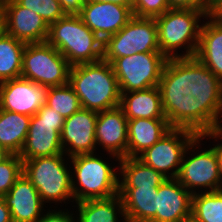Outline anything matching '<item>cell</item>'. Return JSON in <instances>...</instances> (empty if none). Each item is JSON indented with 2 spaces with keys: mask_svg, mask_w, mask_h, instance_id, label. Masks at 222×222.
Instances as JSON below:
<instances>
[{
  "mask_svg": "<svg viewBox=\"0 0 222 222\" xmlns=\"http://www.w3.org/2000/svg\"><path fill=\"white\" fill-rule=\"evenodd\" d=\"M75 214L68 209H48L36 222H77Z\"/></svg>",
  "mask_w": 222,
  "mask_h": 222,
  "instance_id": "cell-33",
  "label": "cell"
},
{
  "mask_svg": "<svg viewBox=\"0 0 222 222\" xmlns=\"http://www.w3.org/2000/svg\"><path fill=\"white\" fill-rule=\"evenodd\" d=\"M5 33L26 44L47 41L49 25L35 12L16 0H1Z\"/></svg>",
  "mask_w": 222,
  "mask_h": 222,
  "instance_id": "cell-15",
  "label": "cell"
},
{
  "mask_svg": "<svg viewBox=\"0 0 222 222\" xmlns=\"http://www.w3.org/2000/svg\"><path fill=\"white\" fill-rule=\"evenodd\" d=\"M26 43L4 33L0 37V83L21 77Z\"/></svg>",
  "mask_w": 222,
  "mask_h": 222,
  "instance_id": "cell-27",
  "label": "cell"
},
{
  "mask_svg": "<svg viewBox=\"0 0 222 222\" xmlns=\"http://www.w3.org/2000/svg\"><path fill=\"white\" fill-rule=\"evenodd\" d=\"M158 187L118 188L127 222H150L156 216Z\"/></svg>",
  "mask_w": 222,
  "mask_h": 222,
  "instance_id": "cell-23",
  "label": "cell"
},
{
  "mask_svg": "<svg viewBox=\"0 0 222 222\" xmlns=\"http://www.w3.org/2000/svg\"><path fill=\"white\" fill-rule=\"evenodd\" d=\"M47 42L71 66L94 63L103 58V41L84 24L79 15L66 14L51 23Z\"/></svg>",
  "mask_w": 222,
  "mask_h": 222,
  "instance_id": "cell-4",
  "label": "cell"
},
{
  "mask_svg": "<svg viewBox=\"0 0 222 222\" xmlns=\"http://www.w3.org/2000/svg\"><path fill=\"white\" fill-rule=\"evenodd\" d=\"M65 119L53 108L44 104L31 116L29 129L19 157L29 160L37 157L64 154L61 131Z\"/></svg>",
  "mask_w": 222,
  "mask_h": 222,
  "instance_id": "cell-10",
  "label": "cell"
},
{
  "mask_svg": "<svg viewBox=\"0 0 222 222\" xmlns=\"http://www.w3.org/2000/svg\"><path fill=\"white\" fill-rule=\"evenodd\" d=\"M181 222H204L195 217L193 214H189L187 217H185Z\"/></svg>",
  "mask_w": 222,
  "mask_h": 222,
  "instance_id": "cell-44",
  "label": "cell"
},
{
  "mask_svg": "<svg viewBox=\"0 0 222 222\" xmlns=\"http://www.w3.org/2000/svg\"><path fill=\"white\" fill-rule=\"evenodd\" d=\"M0 222H13L10 210L2 197H0Z\"/></svg>",
  "mask_w": 222,
  "mask_h": 222,
  "instance_id": "cell-36",
  "label": "cell"
},
{
  "mask_svg": "<svg viewBox=\"0 0 222 222\" xmlns=\"http://www.w3.org/2000/svg\"><path fill=\"white\" fill-rule=\"evenodd\" d=\"M90 2L114 3L121 6H126V7L133 6V0H86V3H90Z\"/></svg>",
  "mask_w": 222,
  "mask_h": 222,
  "instance_id": "cell-37",
  "label": "cell"
},
{
  "mask_svg": "<svg viewBox=\"0 0 222 222\" xmlns=\"http://www.w3.org/2000/svg\"><path fill=\"white\" fill-rule=\"evenodd\" d=\"M31 116L0 109V145L19 155L26 141Z\"/></svg>",
  "mask_w": 222,
  "mask_h": 222,
  "instance_id": "cell-26",
  "label": "cell"
},
{
  "mask_svg": "<svg viewBox=\"0 0 222 222\" xmlns=\"http://www.w3.org/2000/svg\"><path fill=\"white\" fill-rule=\"evenodd\" d=\"M170 9L168 0H133L132 11L135 17L156 18Z\"/></svg>",
  "mask_w": 222,
  "mask_h": 222,
  "instance_id": "cell-32",
  "label": "cell"
},
{
  "mask_svg": "<svg viewBox=\"0 0 222 222\" xmlns=\"http://www.w3.org/2000/svg\"><path fill=\"white\" fill-rule=\"evenodd\" d=\"M10 210L13 222H36L45 212L37 189L22 174L9 192L2 197Z\"/></svg>",
  "mask_w": 222,
  "mask_h": 222,
  "instance_id": "cell-19",
  "label": "cell"
},
{
  "mask_svg": "<svg viewBox=\"0 0 222 222\" xmlns=\"http://www.w3.org/2000/svg\"><path fill=\"white\" fill-rule=\"evenodd\" d=\"M98 113L81 108L66 118L61 131L63 153L68 158L96 153V121Z\"/></svg>",
  "mask_w": 222,
  "mask_h": 222,
  "instance_id": "cell-14",
  "label": "cell"
},
{
  "mask_svg": "<svg viewBox=\"0 0 222 222\" xmlns=\"http://www.w3.org/2000/svg\"><path fill=\"white\" fill-rule=\"evenodd\" d=\"M69 84L79 97L83 109L98 113L120 106L118 80L111 63L103 59L71 66Z\"/></svg>",
  "mask_w": 222,
  "mask_h": 222,
  "instance_id": "cell-2",
  "label": "cell"
},
{
  "mask_svg": "<svg viewBox=\"0 0 222 222\" xmlns=\"http://www.w3.org/2000/svg\"><path fill=\"white\" fill-rule=\"evenodd\" d=\"M146 52H160L156 19L134 16L120 31L103 41L102 59L112 63L116 58Z\"/></svg>",
  "mask_w": 222,
  "mask_h": 222,
  "instance_id": "cell-9",
  "label": "cell"
},
{
  "mask_svg": "<svg viewBox=\"0 0 222 222\" xmlns=\"http://www.w3.org/2000/svg\"><path fill=\"white\" fill-rule=\"evenodd\" d=\"M203 140L202 136L198 135L187 147L177 176V180L192 195L222 189L215 149L209 147V149L203 150L200 146L202 145L200 142ZM191 152L192 154H190Z\"/></svg>",
  "mask_w": 222,
  "mask_h": 222,
  "instance_id": "cell-8",
  "label": "cell"
},
{
  "mask_svg": "<svg viewBox=\"0 0 222 222\" xmlns=\"http://www.w3.org/2000/svg\"><path fill=\"white\" fill-rule=\"evenodd\" d=\"M216 153L217 163H218V169L219 174L222 180V143H217L213 145Z\"/></svg>",
  "mask_w": 222,
  "mask_h": 222,
  "instance_id": "cell-38",
  "label": "cell"
},
{
  "mask_svg": "<svg viewBox=\"0 0 222 222\" xmlns=\"http://www.w3.org/2000/svg\"><path fill=\"white\" fill-rule=\"evenodd\" d=\"M158 87L171 127L198 135L222 129V80L196 57L168 58Z\"/></svg>",
  "mask_w": 222,
  "mask_h": 222,
  "instance_id": "cell-1",
  "label": "cell"
},
{
  "mask_svg": "<svg viewBox=\"0 0 222 222\" xmlns=\"http://www.w3.org/2000/svg\"><path fill=\"white\" fill-rule=\"evenodd\" d=\"M202 138L203 139H210L214 138V141H217L219 142V140L221 139L222 140V129L221 130H217V131H212V132H207V133H204V134H201Z\"/></svg>",
  "mask_w": 222,
  "mask_h": 222,
  "instance_id": "cell-39",
  "label": "cell"
},
{
  "mask_svg": "<svg viewBox=\"0 0 222 222\" xmlns=\"http://www.w3.org/2000/svg\"><path fill=\"white\" fill-rule=\"evenodd\" d=\"M192 196L177 178H167L158 187L156 216L150 222H181L191 214Z\"/></svg>",
  "mask_w": 222,
  "mask_h": 222,
  "instance_id": "cell-18",
  "label": "cell"
},
{
  "mask_svg": "<svg viewBox=\"0 0 222 222\" xmlns=\"http://www.w3.org/2000/svg\"><path fill=\"white\" fill-rule=\"evenodd\" d=\"M75 204L77 205L73 207L78 210L75 211L77 222H119V220L127 222L119 194L106 199H91Z\"/></svg>",
  "mask_w": 222,
  "mask_h": 222,
  "instance_id": "cell-24",
  "label": "cell"
},
{
  "mask_svg": "<svg viewBox=\"0 0 222 222\" xmlns=\"http://www.w3.org/2000/svg\"><path fill=\"white\" fill-rule=\"evenodd\" d=\"M211 14L219 21L222 22V1L216 6Z\"/></svg>",
  "mask_w": 222,
  "mask_h": 222,
  "instance_id": "cell-41",
  "label": "cell"
},
{
  "mask_svg": "<svg viewBox=\"0 0 222 222\" xmlns=\"http://www.w3.org/2000/svg\"><path fill=\"white\" fill-rule=\"evenodd\" d=\"M170 8L209 10L201 0H168Z\"/></svg>",
  "mask_w": 222,
  "mask_h": 222,
  "instance_id": "cell-34",
  "label": "cell"
},
{
  "mask_svg": "<svg viewBox=\"0 0 222 222\" xmlns=\"http://www.w3.org/2000/svg\"><path fill=\"white\" fill-rule=\"evenodd\" d=\"M65 14L78 15L86 0H58Z\"/></svg>",
  "mask_w": 222,
  "mask_h": 222,
  "instance_id": "cell-35",
  "label": "cell"
},
{
  "mask_svg": "<svg viewBox=\"0 0 222 222\" xmlns=\"http://www.w3.org/2000/svg\"><path fill=\"white\" fill-rule=\"evenodd\" d=\"M10 155H11V153L0 145V162L7 159Z\"/></svg>",
  "mask_w": 222,
  "mask_h": 222,
  "instance_id": "cell-43",
  "label": "cell"
},
{
  "mask_svg": "<svg viewBox=\"0 0 222 222\" xmlns=\"http://www.w3.org/2000/svg\"><path fill=\"white\" fill-rule=\"evenodd\" d=\"M118 188L159 187L167 178L137 157L120 158Z\"/></svg>",
  "mask_w": 222,
  "mask_h": 222,
  "instance_id": "cell-25",
  "label": "cell"
},
{
  "mask_svg": "<svg viewBox=\"0 0 222 222\" xmlns=\"http://www.w3.org/2000/svg\"><path fill=\"white\" fill-rule=\"evenodd\" d=\"M65 156V154H58L23 161V174L37 189L44 204L55 203L56 205L62 202L67 204L68 201H74L72 171L68 164L70 162Z\"/></svg>",
  "mask_w": 222,
  "mask_h": 222,
  "instance_id": "cell-6",
  "label": "cell"
},
{
  "mask_svg": "<svg viewBox=\"0 0 222 222\" xmlns=\"http://www.w3.org/2000/svg\"><path fill=\"white\" fill-rule=\"evenodd\" d=\"M71 166L72 193L75 203L106 199L118 194V169L96 153L67 158ZM115 169V170H114ZM76 179V180H75Z\"/></svg>",
  "mask_w": 222,
  "mask_h": 222,
  "instance_id": "cell-5",
  "label": "cell"
},
{
  "mask_svg": "<svg viewBox=\"0 0 222 222\" xmlns=\"http://www.w3.org/2000/svg\"><path fill=\"white\" fill-rule=\"evenodd\" d=\"M197 136L192 130L172 127L137 158L166 178H177L184 153Z\"/></svg>",
  "mask_w": 222,
  "mask_h": 222,
  "instance_id": "cell-12",
  "label": "cell"
},
{
  "mask_svg": "<svg viewBox=\"0 0 222 222\" xmlns=\"http://www.w3.org/2000/svg\"><path fill=\"white\" fill-rule=\"evenodd\" d=\"M22 7H25L43 18L50 25L66 14L57 0H16Z\"/></svg>",
  "mask_w": 222,
  "mask_h": 222,
  "instance_id": "cell-30",
  "label": "cell"
},
{
  "mask_svg": "<svg viewBox=\"0 0 222 222\" xmlns=\"http://www.w3.org/2000/svg\"><path fill=\"white\" fill-rule=\"evenodd\" d=\"M102 41L120 31L133 17L132 7L114 3H85L78 14Z\"/></svg>",
  "mask_w": 222,
  "mask_h": 222,
  "instance_id": "cell-17",
  "label": "cell"
},
{
  "mask_svg": "<svg viewBox=\"0 0 222 222\" xmlns=\"http://www.w3.org/2000/svg\"><path fill=\"white\" fill-rule=\"evenodd\" d=\"M191 214L204 222H222V189L193 194Z\"/></svg>",
  "mask_w": 222,
  "mask_h": 222,
  "instance_id": "cell-28",
  "label": "cell"
},
{
  "mask_svg": "<svg viewBox=\"0 0 222 222\" xmlns=\"http://www.w3.org/2000/svg\"><path fill=\"white\" fill-rule=\"evenodd\" d=\"M167 58L161 52L135 53L112 63L120 92L146 90L159 85Z\"/></svg>",
  "mask_w": 222,
  "mask_h": 222,
  "instance_id": "cell-11",
  "label": "cell"
},
{
  "mask_svg": "<svg viewBox=\"0 0 222 222\" xmlns=\"http://www.w3.org/2000/svg\"><path fill=\"white\" fill-rule=\"evenodd\" d=\"M23 174V160L19 155L11 154L0 162V197L6 195L16 180Z\"/></svg>",
  "mask_w": 222,
  "mask_h": 222,
  "instance_id": "cell-31",
  "label": "cell"
},
{
  "mask_svg": "<svg viewBox=\"0 0 222 222\" xmlns=\"http://www.w3.org/2000/svg\"><path fill=\"white\" fill-rule=\"evenodd\" d=\"M5 33L4 27V10L2 6V2L0 0V37Z\"/></svg>",
  "mask_w": 222,
  "mask_h": 222,
  "instance_id": "cell-42",
  "label": "cell"
},
{
  "mask_svg": "<svg viewBox=\"0 0 222 222\" xmlns=\"http://www.w3.org/2000/svg\"><path fill=\"white\" fill-rule=\"evenodd\" d=\"M46 105L57 111L64 119L69 118L82 108L79 97L69 83L62 86L49 87Z\"/></svg>",
  "mask_w": 222,
  "mask_h": 222,
  "instance_id": "cell-29",
  "label": "cell"
},
{
  "mask_svg": "<svg viewBox=\"0 0 222 222\" xmlns=\"http://www.w3.org/2000/svg\"><path fill=\"white\" fill-rule=\"evenodd\" d=\"M120 107L128 120L166 119L158 86L146 90L121 92Z\"/></svg>",
  "mask_w": 222,
  "mask_h": 222,
  "instance_id": "cell-22",
  "label": "cell"
},
{
  "mask_svg": "<svg viewBox=\"0 0 222 222\" xmlns=\"http://www.w3.org/2000/svg\"><path fill=\"white\" fill-rule=\"evenodd\" d=\"M210 14V10L170 8L156 17L160 52L167 59L195 57L202 26L201 18ZM180 48L186 50L178 54Z\"/></svg>",
  "mask_w": 222,
  "mask_h": 222,
  "instance_id": "cell-3",
  "label": "cell"
},
{
  "mask_svg": "<svg viewBox=\"0 0 222 222\" xmlns=\"http://www.w3.org/2000/svg\"><path fill=\"white\" fill-rule=\"evenodd\" d=\"M95 139L96 146L106 150L109 158L119 162L127 157L128 119L120 106L98 112Z\"/></svg>",
  "mask_w": 222,
  "mask_h": 222,
  "instance_id": "cell-16",
  "label": "cell"
},
{
  "mask_svg": "<svg viewBox=\"0 0 222 222\" xmlns=\"http://www.w3.org/2000/svg\"><path fill=\"white\" fill-rule=\"evenodd\" d=\"M171 128L167 119L128 120L127 157H138L159 141Z\"/></svg>",
  "mask_w": 222,
  "mask_h": 222,
  "instance_id": "cell-21",
  "label": "cell"
},
{
  "mask_svg": "<svg viewBox=\"0 0 222 222\" xmlns=\"http://www.w3.org/2000/svg\"><path fill=\"white\" fill-rule=\"evenodd\" d=\"M205 19L195 57L222 80V22L212 14Z\"/></svg>",
  "mask_w": 222,
  "mask_h": 222,
  "instance_id": "cell-20",
  "label": "cell"
},
{
  "mask_svg": "<svg viewBox=\"0 0 222 222\" xmlns=\"http://www.w3.org/2000/svg\"><path fill=\"white\" fill-rule=\"evenodd\" d=\"M49 87L22 77L0 83V109L33 116L46 104Z\"/></svg>",
  "mask_w": 222,
  "mask_h": 222,
  "instance_id": "cell-13",
  "label": "cell"
},
{
  "mask_svg": "<svg viewBox=\"0 0 222 222\" xmlns=\"http://www.w3.org/2000/svg\"><path fill=\"white\" fill-rule=\"evenodd\" d=\"M70 68L66 58L47 41L28 43L23 50L21 77L39 85L68 84Z\"/></svg>",
  "mask_w": 222,
  "mask_h": 222,
  "instance_id": "cell-7",
  "label": "cell"
},
{
  "mask_svg": "<svg viewBox=\"0 0 222 222\" xmlns=\"http://www.w3.org/2000/svg\"><path fill=\"white\" fill-rule=\"evenodd\" d=\"M201 1L212 12L222 0H201Z\"/></svg>",
  "mask_w": 222,
  "mask_h": 222,
  "instance_id": "cell-40",
  "label": "cell"
}]
</instances>
